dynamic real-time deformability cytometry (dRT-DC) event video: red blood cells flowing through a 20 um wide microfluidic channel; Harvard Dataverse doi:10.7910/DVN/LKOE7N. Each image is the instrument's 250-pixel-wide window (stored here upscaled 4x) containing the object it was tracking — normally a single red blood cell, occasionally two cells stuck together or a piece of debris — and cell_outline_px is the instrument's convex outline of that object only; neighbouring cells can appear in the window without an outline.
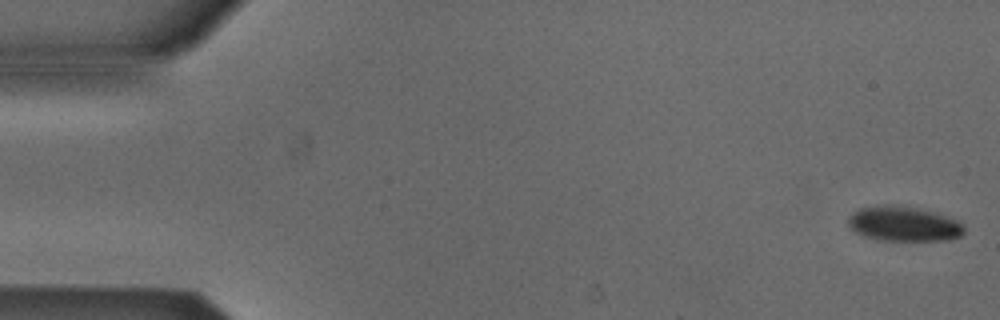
{"species": "Egyptian fruit bat (a non-hibernating species)", "species_latin": "Rousettus aegyptiacus", "temperature_condition": "cold", "stored_images_in_passage": 53, "camera_frame_rate_fps": 3000, "um_per_image_px": 0.085, "animal": {"sex": "male"}, "frame": {"image": 1, "passage_image": 1, "time_ms": 0.0, "image_size_px": [1000, 320], "cell_outline_px": [[964, 232], [960, 236], [948, 240], [876, 240], [864, 236], [848, 228], [848, 216], [852, 212], [860, 208], [884, 204], [916, 208], [932, 212], [960, 220], [964, 228]], "centroid_in_image_um": [76.78, 19.03], "position_along_channel_um": 8.2, "area_um2": 23.58}}
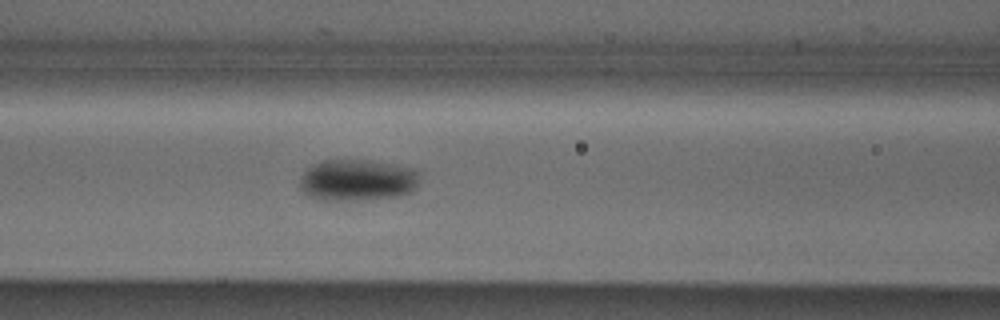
{"frame": {"image": 2, "passage_image": 22, "time_ms": 7.0, "image_size_px": [1000, 320], "cell_outline_px": [[420, 172], [416, 188], [412, 192], [400, 196], [352, 200], [324, 200], [308, 196], [300, 188], [300, 176], [312, 164], [320, 160], [372, 160], [416, 168]], "centroid_in_image_um": [30.4, 15.29], "position_along_channel_um": 136.2, "area_um2": 29.36}}
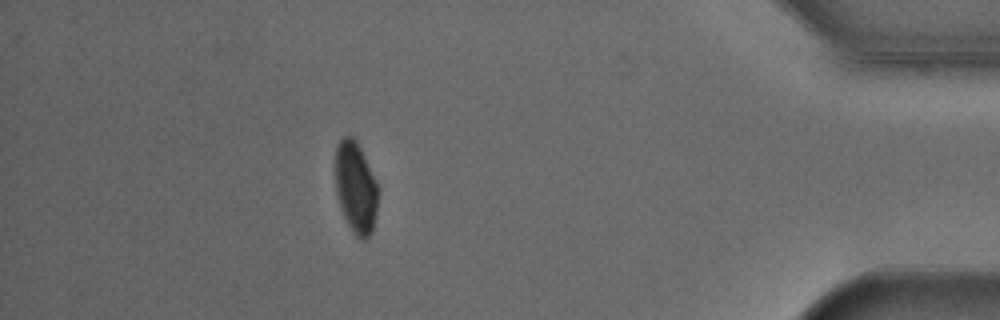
{"frame": {"image": 3, "passage_image": 47, "time_ms": 15.333, "image_size_px": [1000, 320], "cell_outline_px": [[380, 192], [376, 216], [372, 232], [364, 240], [360, 240], [352, 232], [340, 208], [336, 192], [336, 148], [340, 140], [344, 136], [352, 136], [356, 140], [380, 188]], "centroid_in_image_um": [30.27, 15.98], "position_along_channel_um": 404.9, "area_um2": 23.0}, "authors_computed_cell_mechanics": {"area_um2": 25.6632, "velocity_mm_per_s": 3.8307, "shape_relaxation_time_tau1_ms": 3.1934, "shape_relaxation_time_tau2_ms": null, "deformation_change_tau1": 0.0725, "deformation_change_tau2": null}}